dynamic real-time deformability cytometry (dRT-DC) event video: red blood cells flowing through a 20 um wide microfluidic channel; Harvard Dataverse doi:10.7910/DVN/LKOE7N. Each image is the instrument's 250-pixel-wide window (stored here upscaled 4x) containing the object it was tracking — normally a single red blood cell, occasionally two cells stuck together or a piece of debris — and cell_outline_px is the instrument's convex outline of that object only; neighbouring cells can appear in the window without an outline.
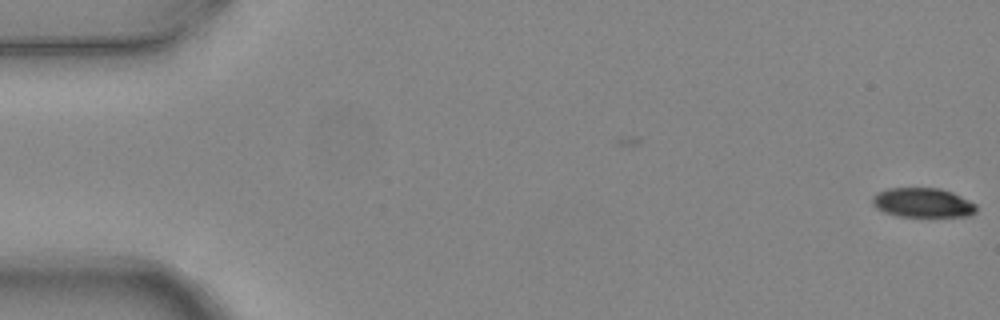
{"species": "common noctule bat (a hibernating species)", "species_latin": "Nyctalus noctula", "temperature_condition": "warm", "stored_images_in_passage": 2, "camera_frame_rate_fps": 3000, "um_per_image_px": 0.085, "animal": {"sex": "female", "body_mass_g": 24.6, "forearm_length_mm": 56.2}, "frame": {"image": 1, "passage_image": 2, "time_ms": 0.333, "image_size_px": [1000, 320], "cell_outline_px": [[976, 212], [972, 216], [896, 216], [884, 212], [876, 208], [872, 204], [872, 196], [876, 192], [888, 188], [940, 188], [952, 192], [976, 204]], "centroid_in_image_um": [78.41, 17.22], "position_along_channel_um": 6.6, "area_um2": 17.92}}